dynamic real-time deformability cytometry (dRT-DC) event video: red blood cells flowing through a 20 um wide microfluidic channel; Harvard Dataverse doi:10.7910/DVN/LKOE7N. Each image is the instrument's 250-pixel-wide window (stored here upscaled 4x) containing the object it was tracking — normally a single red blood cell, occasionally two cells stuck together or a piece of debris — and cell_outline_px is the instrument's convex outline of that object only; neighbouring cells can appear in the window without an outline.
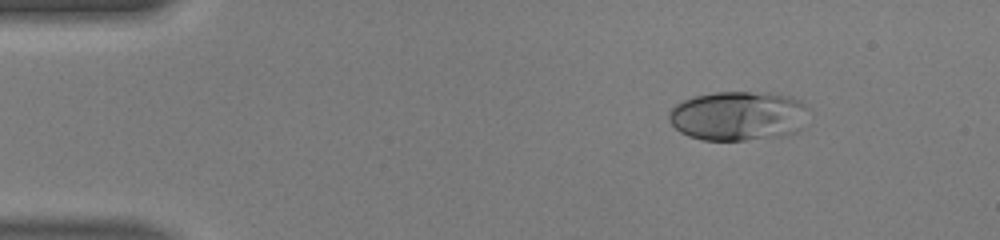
{"species": "human", "species_latin": "Homo sapiens", "temperature_condition": "warm", "stored_images_in_passage": 43, "camera_frame_rate_fps": 3000, "um_per_image_px": 0.085, "donor": {"sex": "male"}, "frame": {"image": 1, "passage_image": 1, "time_ms": 0.0, "image_size_px": [1000, 240], "cell_outline_px": [[808, 124], [796, 132], [784, 136], [744, 140], [704, 140], [688, 136], [680, 132], [668, 120], [668, 112], [676, 104], [684, 100], [696, 96], [716, 92], [748, 92], [792, 96], [800, 100], [808, 108]], "centroid_in_image_um": [62.8, 9.86], "position_along_channel_um": 22.2, "area_um2": 40.63}}
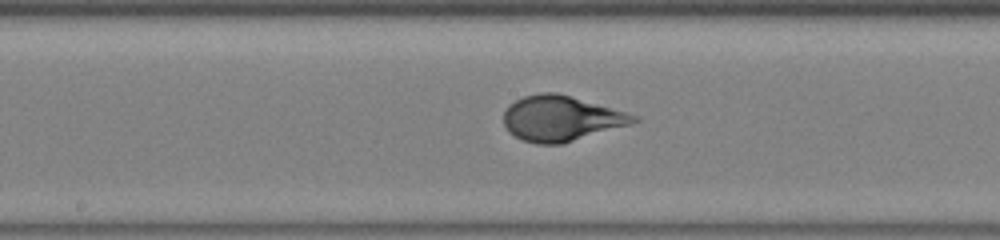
{"frame": {"image": 2, "passage_image": 20, "time_ms": 6.333, "image_size_px": [1000, 240], "cell_outline_px": [[640, 120], [632, 124], [564, 144], [536, 144], [520, 140], [508, 132], [504, 124], [504, 112], [508, 104], [524, 96], [540, 92], [556, 92], [640, 116]], "centroid_in_image_um": [47.69, 10.08], "position_along_channel_um": 200.5, "area_um2": 34.62}}
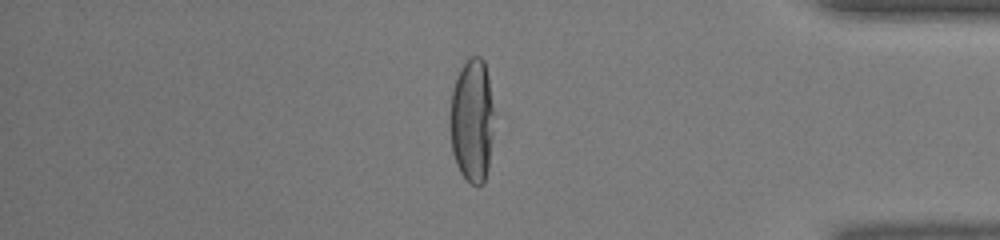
{"frame": {"image": 3, "passage_image": 36, "time_ms": 11.667, "image_size_px": [1000, 240], "cell_outline_px": [[492, 136], [488, 168], [484, 184], [476, 188], [460, 172], [456, 164], [452, 152], [448, 124], [448, 116], [452, 88], [456, 76], [460, 68], [472, 56], [480, 56], [484, 60], [488, 76], [492, 104]], "centroid_in_image_um": [40.08, 10.26], "position_along_channel_um": 395.1, "area_um2": 32.19}, "authors_computed_cell_mechanics": {"area_um2": 34.391, "velocity_mm_per_s": 4.161, "shape_relaxation_time_tau1_ms": 4.6577, "shape_relaxation_time_tau2_ms": null, "deformation_change_tau1": 0.2563, "deformation_change_tau2": null}}